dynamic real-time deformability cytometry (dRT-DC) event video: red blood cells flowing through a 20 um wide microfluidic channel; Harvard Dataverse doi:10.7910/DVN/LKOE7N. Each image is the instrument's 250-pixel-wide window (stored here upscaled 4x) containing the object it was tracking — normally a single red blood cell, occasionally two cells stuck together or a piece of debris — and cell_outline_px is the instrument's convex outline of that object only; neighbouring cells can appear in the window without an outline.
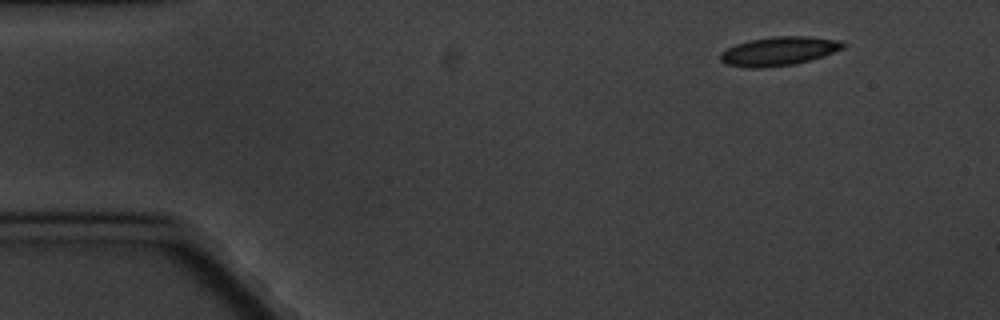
{"species": "common noctule bat (a hibernating species)", "species_latin": "Nyctalus noctula", "temperature_condition": "cold", "stored_images_in_passage": 4, "camera_frame_rate_fps": 3000, "um_per_image_px": 0.085, "animal": {"sex": "male", "body_mass_g": 20.1, "forearm_length_mm": 53.5}, "frame": {"image": 1, "passage_image": 1, "time_ms": 0.0, "image_size_px": [1000, 320], "cell_outline_px": [[848, 44], [844, 48], [808, 60], [792, 64], [764, 68], [744, 68], [728, 64], [720, 60], [720, 52], [736, 44], [748, 40], [772, 36], [812, 36], [844, 40]], "centroid_in_image_um": [66.22, 4.33], "position_along_channel_um": 18.8, "area_um2": 20.75}}
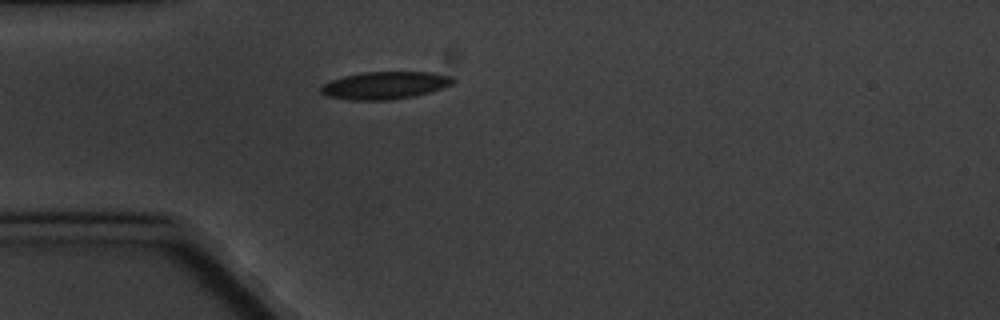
{"frame": {"image": 2, "passage_image": 4, "time_ms": 3.333, "image_size_px": [1000, 320], "cell_outline_px": [[456, 80], [452, 84], [416, 96], [392, 100], [348, 100], [328, 96], [320, 92], [320, 88], [324, 84], [332, 80], [344, 76], [364, 72], [432, 72], [452, 76]], "centroid_in_image_um": [32.73, 7.26], "position_along_channel_um": 52.3, "area_um2": 21.15}}